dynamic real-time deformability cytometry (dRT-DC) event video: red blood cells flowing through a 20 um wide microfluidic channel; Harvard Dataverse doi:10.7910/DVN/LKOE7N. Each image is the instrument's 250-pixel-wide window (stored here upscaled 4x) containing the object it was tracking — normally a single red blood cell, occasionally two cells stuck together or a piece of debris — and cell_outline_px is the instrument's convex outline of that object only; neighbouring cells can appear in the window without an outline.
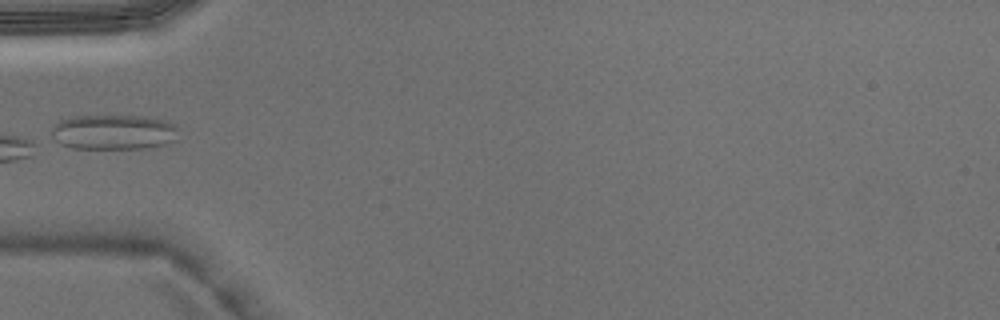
{"species": "Egyptian fruit bat (a non-hibernating species)", "species_latin": "Rousettus aegyptiacus", "temperature_condition": "warm", "stored_images_in_passage": 4, "camera_frame_rate_fps": 3000, "um_per_image_px": 0.085, "animal": {"sex": "male"}, "frame": {"image": 1, "passage_image": 4, "time_ms": 1.0, "image_size_px": [1000, 320], "cell_outline_px": [[176, 140], [164, 144], [148, 148], [72, 148], [60, 144], [52, 140], [52, 128], [60, 120], [68, 116], [144, 116], [164, 120], [176, 124]], "centroid_in_image_um": [9.63, 11.22], "position_along_channel_um": 75.4, "area_um2": 26.01}}